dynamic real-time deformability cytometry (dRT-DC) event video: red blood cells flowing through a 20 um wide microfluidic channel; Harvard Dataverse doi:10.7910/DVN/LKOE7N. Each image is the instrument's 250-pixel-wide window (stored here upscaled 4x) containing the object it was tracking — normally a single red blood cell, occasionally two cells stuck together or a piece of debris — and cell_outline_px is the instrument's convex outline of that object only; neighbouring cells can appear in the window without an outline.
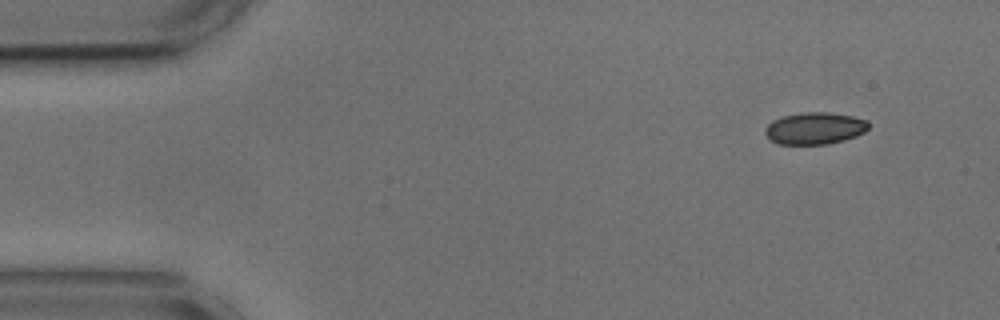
{"species": "common noctule bat (a hibernating species)", "species_latin": "Nyctalus noctula", "temperature_condition": "cold", "stored_images_in_passage": 50, "camera_frame_rate_fps": 3000, "um_per_image_px": 0.085, "animal": {"sex": "male", "body_mass_g": 17.9, "forearm_length_mm": 54.2}, "frame": {"image": 1, "passage_image": 1, "time_ms": 0.0, "image_size_px": [1000, 320], "cell_outline_px": [[868, 128], [864, 132], [856, 136], [844, 140], [828, 144], [780, 144], [768, 140], [764, 132], [764, 128], [772, 120], [784, 116], [804, 112], [828, 112], [852, 116], [868, 120]], "centroid_in_image_um": [69.23, 10.91], "position_along_channel_um": 15.8, "area_um2": 19.36}}
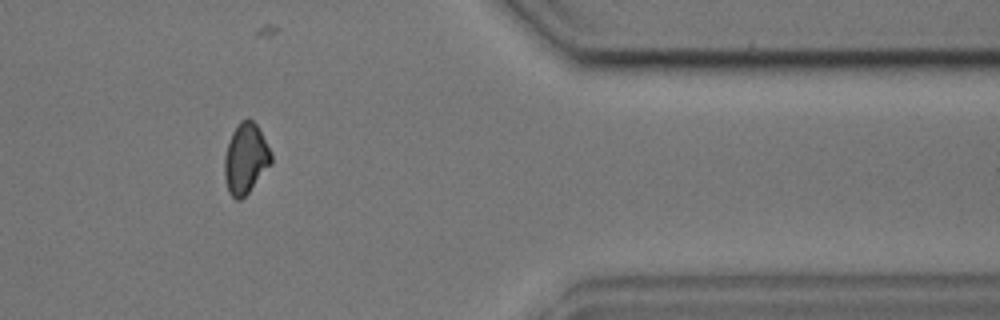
{"frame": {"image": 2, "passage_image": 41, "time_ms": 13.333, "image_size_px": [1000, 320], "cell_outline_px": [[272, 164], [248, 192], [240, 200], [236, 200], [228, 192], [224, 176], [224, 156], [232, 132], [240, 120], [248, 116], [256, 124], [272, 156]], "centroid_in_image_um": [20.86, 13.48], "position_along_channel_um": 390.5, "area_um2": 19.07}}
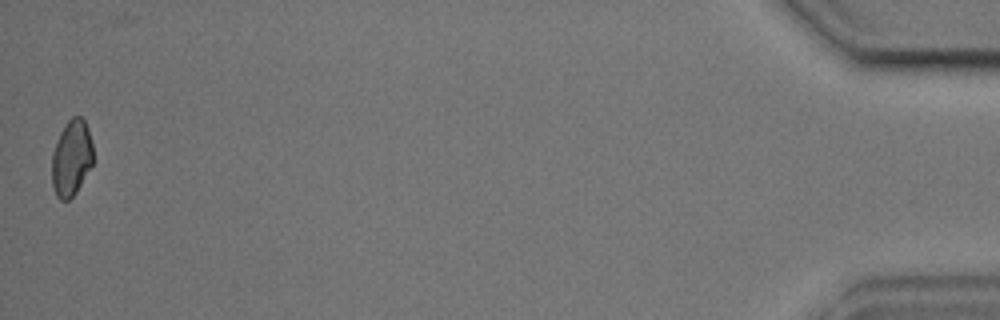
{"frame": {"image": 3, "passage_image": 50, "time_ms": 16.333, "image_size_px": [1000, 320], "cell_outline_px": [[92, 164], [76, 192], [68, 200], [60, 200], [56, 196], [52, 184], [52, 152], [60, 132], [68, 120], [72, 116], [80, 116], [84, 120], [88, 128], [92, 144]], "centroid_in_image_um": [6.06, 13.42], "position_along_channel_um": 429.1, "area_um2": 18.15}, "authors_computed_cell_mechanics": {"area_um2": 19.5653, "velocity_mm_per_s": 3.6677, "shape_relaxation_time_tau1_ms": 2.5956, "shape_relaxation_time_tau2_ms": 2.3944, "deformation_change_tau1": 0.0751, "deformation_change_tau2": 0.0596}}